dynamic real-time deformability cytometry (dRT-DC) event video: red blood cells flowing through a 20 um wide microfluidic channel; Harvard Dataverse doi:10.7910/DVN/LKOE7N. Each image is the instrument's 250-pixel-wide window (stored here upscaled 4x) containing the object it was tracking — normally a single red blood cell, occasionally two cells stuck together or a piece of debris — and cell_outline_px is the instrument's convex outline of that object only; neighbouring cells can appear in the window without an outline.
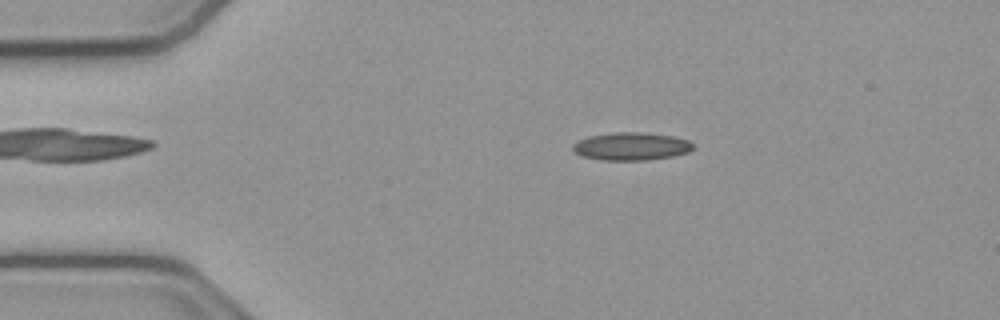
{"species": "common noctule bat (a hibernating species)", "species_latin": "Nyctalus noctula", "temperature_condition": "cold", "stored_images_in_passage": 46, "camera_frame_rate_fps": 3000, "um_per_image_px": 0.085, "animal": {"sex": "male", "body_mass_g": 23.1, "forearm_length_mm": 52.7}, "frame": {"image": 1, "passage_image": 3, "time_ms": 0.667, "image_size_px": [1000, 320], "cell_outline_px": [[692, 148], [688, 152], [672, 156], [648, 160], [604, 160], [584, 156], [576, 152], [572, 148], [572, 144], [576, 140], [588, 136], [616, 132], [640, 132], [672, 136], [688, 140], [692, 144]], "centroid_in_image_um": [53.62, 12.43], "position_along_channel_um": 31.4, "area_um2": 19.36}}
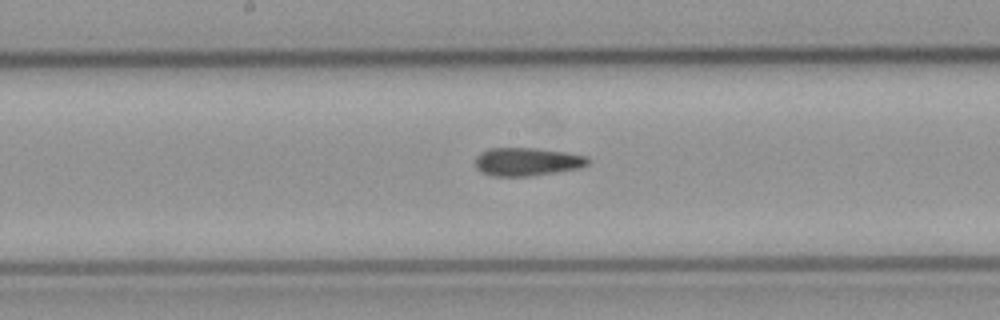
{"frame": {"image": 2, "passage_image": 20, "time_ms": 6.333, "image_size_px": [1000, 320], "cell_outline_px": [[592, 160], [588, 164], [580, 168], [532, 176], [492, 176], [480, 172], [476, 168], [476, 156], [480, 152], [488, 148], [532, 148], [564, 152], [588, 156]], "centroid_in_image_um": [44.8, 13.75], "position_along_channel_um": 203.4, "area_um2": 18.67}}
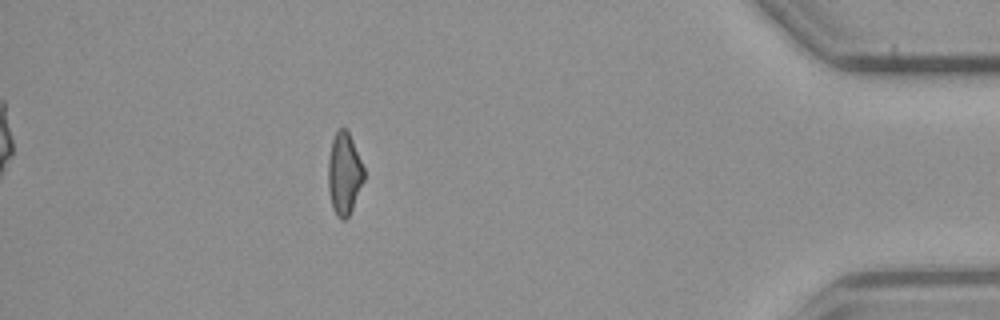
{"frame": {"image": 3, "passage_image": 40, "time_ms": 13.0, "image_size_px": [1000, 320], "cell_outline_px": [[364, 180], [352, 208], [348, 216], [344, 220], [340, 220], [336, 216], [332, 208], [328, 188], [328, 160], [332, 140], [336, 132], [340, 128], [344, 128], [348, 132], [352, 140], [364, 168]], "centroid_in_image_um": [29.24, 14.79], "position_along_channel_um": 406.0, "area_um2": 16.99}, "authors_computed_cell_mechanics": {"area_um2": 18.496, "velocity_mm_per_s": 3.8377, "shape_relaxation_time_tau1_ms": null, "shape_relaxation_time_tau2_ms": 4.7898, "deformation_change_tau1": null, "deformation_change_tau2": 0.1433}}